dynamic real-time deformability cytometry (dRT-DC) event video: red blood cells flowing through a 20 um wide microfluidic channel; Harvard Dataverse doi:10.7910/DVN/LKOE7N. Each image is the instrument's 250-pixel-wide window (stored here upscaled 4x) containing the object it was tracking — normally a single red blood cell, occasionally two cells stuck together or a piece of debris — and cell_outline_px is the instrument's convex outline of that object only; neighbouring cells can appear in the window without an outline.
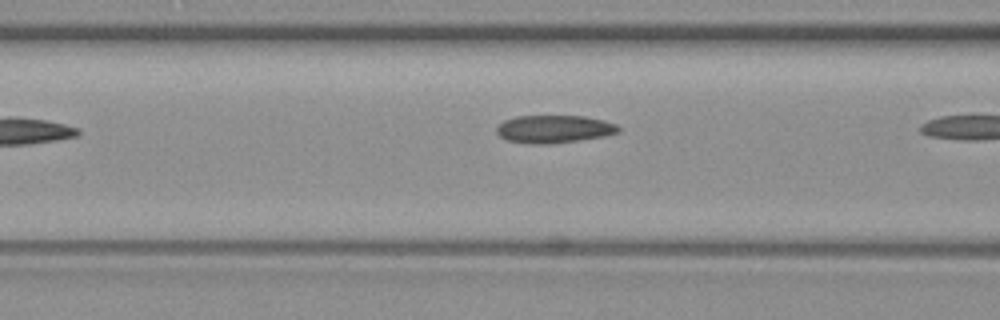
{"species": "common noctule bat (a hibernating species)", "species_latin": "Nyctalus noctula", "temperature_condition": "warm", "stored_images_in_passage": 8, "camera_frame_rate_fps": 3000, "um_per_image_px": 0.085, "animal": {"sex": "female", "body_mass_g": 19.3, "forearm_length_mm": 54.1}, "frame": {"image": 1, "passage_image": 7, "time_ms": 2.0, "image_size_px": [1000, 320], "cell_outline_px": [[620, 132], [604, 136], [552, 144], [532, 144], [508, 140], [500, 136], [496, 132], [496, 128], [504, 120], [516, 116], [584, 116], [604, 120], [616, 124], [620, 128]], "centroid_in_image_um": [47.1, 10.97], "position_along_channel_um": 119.5, "area_um2": 19.71}}